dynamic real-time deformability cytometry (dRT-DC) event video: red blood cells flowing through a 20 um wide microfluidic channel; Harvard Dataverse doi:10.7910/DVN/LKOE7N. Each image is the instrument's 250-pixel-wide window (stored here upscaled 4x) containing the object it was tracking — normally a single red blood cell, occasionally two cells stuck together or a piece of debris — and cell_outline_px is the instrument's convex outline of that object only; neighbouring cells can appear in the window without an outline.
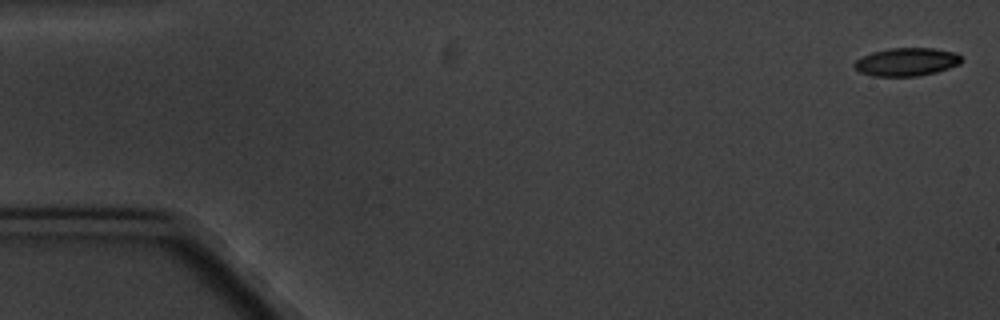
{"species": "common noctule bat (a hibernating species)", "species_latin": "Nyctalus noctula", "temperature_condition": "cold", "stored_images_in_passage": 9, "camera_frame_rate_fps": 3000, "um_per_image_px": 0.085, "animal": {"sex": "male", "body_mass_g": 20.1, "forearm_length_mm": 53.5}, "frame": {"image": 1, "passage_image": 1, "time_ms": 0.0, "image_size_px": [1000, 320], "cell_outline_px": [[964, 60], [960, 64], [936, 72], [916, 76], [872, 76], [860, 72], [852, 64], [856, 60], [872, 52], [888, 48], [932, 48], [956, 52]], "centroid_in_image_um": [77.08, 5.26], "position_along_channel_um": 7.9, "area_um2": 17.57}}
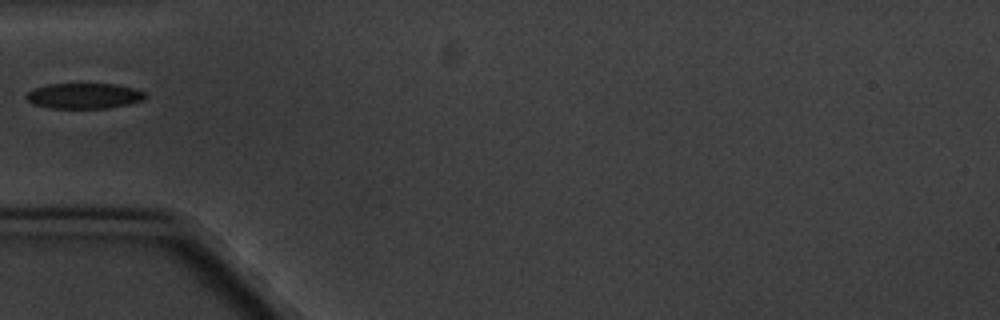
{"frame": {"image": 2, "passage_image": 6, "time_ms": 6.0, "image_size_px": [1000, 320], "cell_outline_px": [[148, 96], [144, 100], [128, 104], [104, 108], [48, 108], [32, 104], [24, 96], [32, 88], [48, 84], [116, 84], [136, 88], [144, 92]], "centroid_in_image_um": [7.14, 8.14], "position_along_channel_um": 77.9, "area_um2": 17.86}}